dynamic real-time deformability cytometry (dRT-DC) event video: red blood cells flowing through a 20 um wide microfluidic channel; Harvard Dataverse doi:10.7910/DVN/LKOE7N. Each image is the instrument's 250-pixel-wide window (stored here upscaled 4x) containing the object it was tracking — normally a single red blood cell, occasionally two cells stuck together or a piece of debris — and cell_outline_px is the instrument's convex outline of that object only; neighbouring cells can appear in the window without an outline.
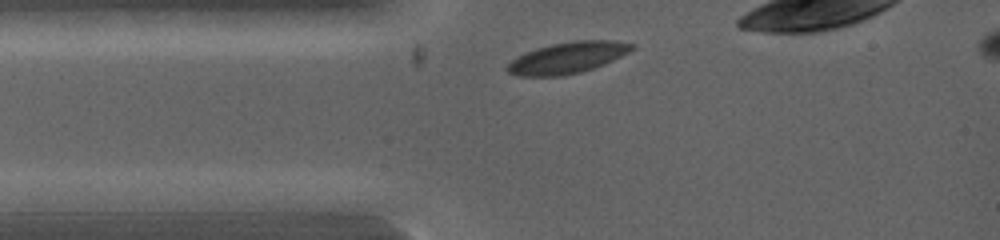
{"species": "common noctule bat (a hibernating species)", "species_latin": "Nyctalus noctula", "temperature_condition": "warm", "stored_images_in_passage": 4, "camera_frame_rate_fps": 5000, "um_per_image_px": 0.085, "animal": {"sex": "female", "body_mass_g": 19.0, "forearm_length_mm": 53.3}, "frame": {"image": 1, "passage_image": 1, "time_ms": 0.0, "image_size_px": [1000, 240], "cell_outline_px": [[636, 48], [604, 64], [580, 72], [560, 76], [520, 76], [508, 72], [504, 68], [512, 60], [536, 48], [552, 44], [572, 40], [616, 40], [636, 44]], "centroid_in_image_um": [48.27, 4.89], "position_along_channel_um": 36.7, "area_um2": 22.6}}
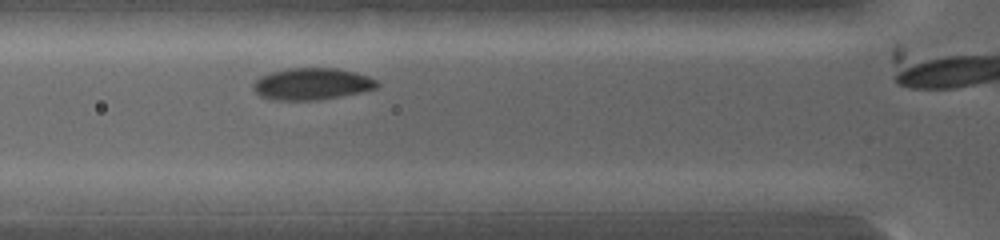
{"frame": {"image": 2, "passage_image": 3, "time_ms": 1.2, "image_size_px": [1000, 240], "cell_outline_px": [[380, 84], [376, 88], [360, 92], [340, 96], [316, 100], [272, 100], [260, 96], [252, 88], [252, 84], [260, 76], [268, 72], [288, 68], [336, 68], [356, 72], [368, 76], [376, 80]], "centroid_in_image_um": [26.48, 7.12], "position_along_channel_um": 99.3, "area_um2": 23.06}}